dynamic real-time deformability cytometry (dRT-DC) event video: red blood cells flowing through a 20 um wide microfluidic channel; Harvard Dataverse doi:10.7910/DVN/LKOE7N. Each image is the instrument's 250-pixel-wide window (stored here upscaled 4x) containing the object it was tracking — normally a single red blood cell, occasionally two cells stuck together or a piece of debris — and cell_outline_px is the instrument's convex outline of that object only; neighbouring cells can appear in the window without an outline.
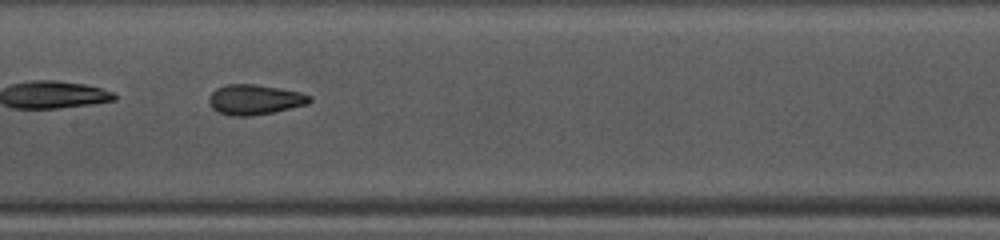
{"species": "common noctule bat (a hibernating species)", "species_latin": "Nyctalus noctula", "temperature_condition": "warm", "stored_images_in_passage": 33, "camera_frame_rate_fps": 3000, "um_per_image_px": 0.085, "animal": {"sex": "female", "body_mass_g": 10.0, "forearm_length_mm": 53.1}, "frame": {"image": 1, "passage_image": 10, "time_ms": 3.0, "image_size_px": [1000, 240], "cell_outline_px": [[312, 100], [308, 104], [272, 112], [248, 116], [232, 116], [216, 112], [212, 108], [208, 100], [208, 96], [216, 88], [228, 84], [256, 84], [280, 88], [300, 92], [312, 96]], "centroid_in_image_um": [21.63, 8.46], "position_along_channel_um": 185.8, "area_um2": 17.74}}
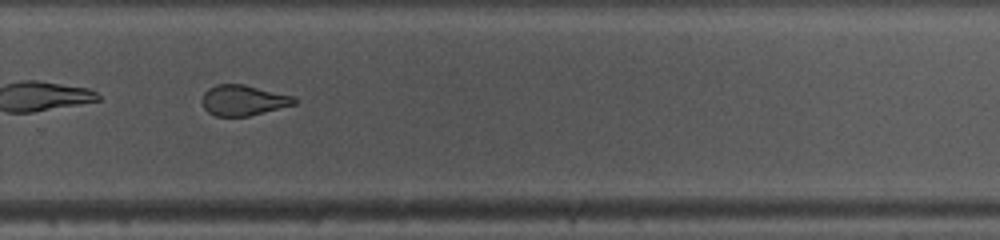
{"frame": {"image": 2, "passage_image": 19, "time_ms": 6.0, "image_size_px": [1000, 240], "cell_outline_px": [[296, 104], [248, 116], [216, 116], [208, 112], [204, 108], [204, 92], [208, 88], [216, 84], [244, 84], [292, 96], [296, 100]], "centroid_in_image_um": [20.67, 8.52], "position_along_channel_um": 309.1, "area_um2": 16.13}, "authors_computed_cell_mechanics": {"area_um2": 17.6868, "velocity_mm_per_s": 4.142, "shape_relaxation_time_tau1_ms": null, "shape_relaxation_time_tau2_ms": 1.8162, "deformation_change_tau1": null, "deformation_change_tau2": 0.0886}}